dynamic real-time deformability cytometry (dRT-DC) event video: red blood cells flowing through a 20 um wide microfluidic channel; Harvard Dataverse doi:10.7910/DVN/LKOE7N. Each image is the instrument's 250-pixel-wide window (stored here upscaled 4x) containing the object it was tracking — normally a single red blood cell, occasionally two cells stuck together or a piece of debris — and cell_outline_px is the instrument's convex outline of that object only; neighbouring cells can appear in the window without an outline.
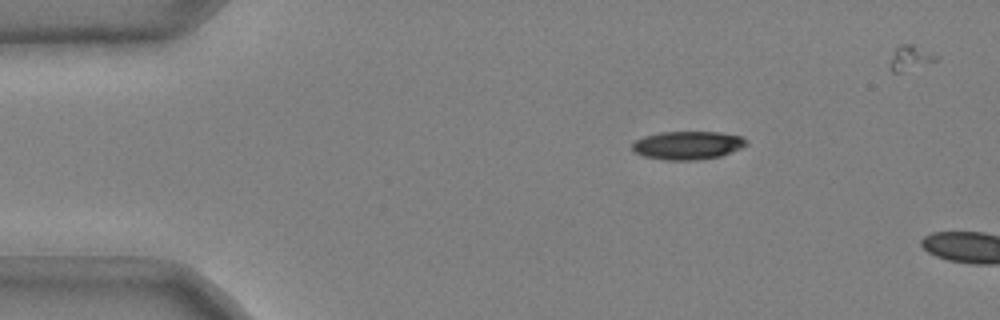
{"species": "common noctule bat (a hibernating species)", "species_latin": "Nyctalus noctula", "temperature_condition": "cold", "stored_images_in_passage": 7, "camera_frame_rate_fps": 3000, "um_per_image_px": 0.085, "animal": {"sex": "male", "body_mass_g": 20.4}, "frame": {"image": 1, "passage_image": 1, "time_ms": 0.0, "image_size_px": [1000, 320], "cell_outline_px": [[748, 144], [740, 148], [720, 156], [700, 160], [664, 160], [644, 156], [636, 152], [632, 148], [632, 144], [636, 140], [644, 136], [660, 132], [716, 132], [740, 136], [748, 140]], "centroid_in_image_um": [58.45, 12.35], "position_along_channel_um": 26.5, "area_um2": 18.73}}